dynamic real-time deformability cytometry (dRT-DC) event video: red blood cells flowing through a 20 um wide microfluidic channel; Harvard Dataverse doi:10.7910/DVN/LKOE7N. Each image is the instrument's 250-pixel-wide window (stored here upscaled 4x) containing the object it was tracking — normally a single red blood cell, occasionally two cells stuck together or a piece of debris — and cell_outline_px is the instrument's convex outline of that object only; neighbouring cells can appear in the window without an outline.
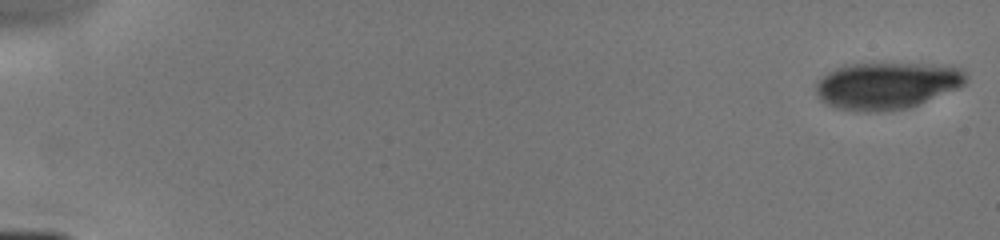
{"species": "human", "species_latin": "Homo sapiens", "temperature_condition": "cold", "stored_images_in_passage": 8, "camera_frame_rate_fps": 3000, "um_per_image_px": 0.085, "donor": {"sex": "male"}, "frame": {"image": 1, "passage_image": 1, "time_ms": 0.0, "image_size_px": [1000, 240], "cell_outline_px": [[968, 80], [964, 84], [956, 88], [908, 108], [876, 112], [864, 112], [832, 108], [824, 104], [816, 96], [816, 84], [828, 72], [844, 64], [944, 64], [960, 68], [968, 76]], "centroid_in_image_um": [75.34, 7.28], "position_along_channel_um": 9.7, "area_um2": 41.15}}
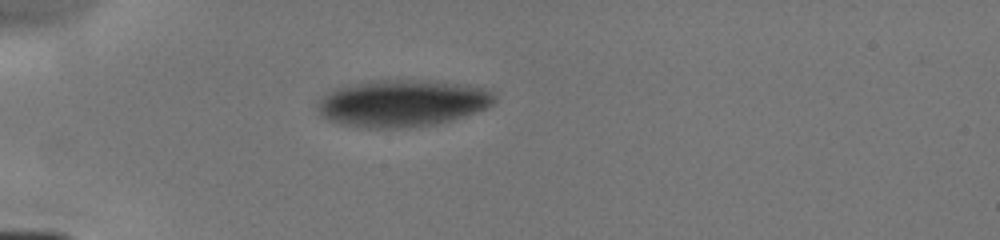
{"frame": {"image": 2, "passage_image": 6, "time_ms": 4.667, "image_size_px": [1000, 240], "cell_outline_px": [[496, 100], [492, 104], [484, 108], [464, 116], [452, 120], [432, 124], [408, 128], [364, 128], [340, 124], [328, 120], [320, 116], [320, 100], [328, 92], [336, 88], [368, 80], [420, 80], [468, 84], [484, 88], [496, 92]], "centroid_in_image_um": [34.22, 8.77], "position_along_channel_um": 50.8, "area_um2": 48.49}}
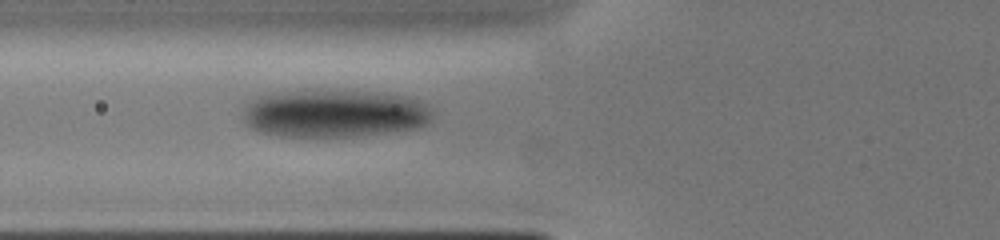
{"frame": {"image": 3, "passage_image": 8, "time_ms": 6.333, "image_size_px": [1000, 240], "cell_outline_px": [[432, 116], [424, 124], [412, 128], [352, 136], [280, 136], [260, 132], [252, 128], [244, 120], [244, 100], [256, 96], [300, 88], [368, 92], [408, 96], [424, 104], [432, 112]], "centroid_in_image_um": [28.27, 9.6], "position_along_channel_um": 97.5, "area_um2": 52.94}}